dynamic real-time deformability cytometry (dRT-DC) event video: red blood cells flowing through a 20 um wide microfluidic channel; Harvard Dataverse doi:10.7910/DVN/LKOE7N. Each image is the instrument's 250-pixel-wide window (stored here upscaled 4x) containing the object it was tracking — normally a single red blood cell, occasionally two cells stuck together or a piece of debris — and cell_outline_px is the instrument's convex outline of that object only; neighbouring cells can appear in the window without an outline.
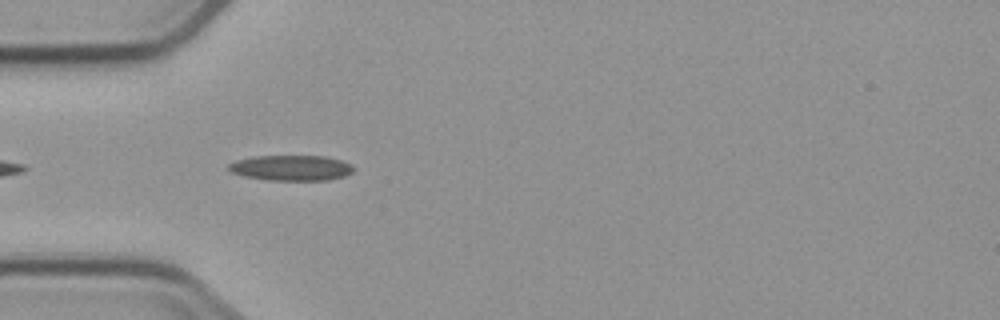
{"species": "common noctule bat (a hibernating species)", "species_latin": "Nyctalus noctula", "temperature_condition": "cold", "stored_images_in_passage": 3, "camera_frame_rate_fps": 3000, "um_per_image_px": 0.085, "animal": {"sex": "male", "body_mass_g": 23.1, "forearm_length_mm": 52.7}, "frame": {"image": 1, "passage_image": 2, "time_ms": 1.333, "image_size_px": [1000, 320], "cell_outline_px": [[356, 168], [352, 172], [344, 176], [328, 180], [268, 180], [244, 176], [228, 172], [228, 164], [236, 160], [256, 156], [324, 156], [340, 160], [352, 164]], "centroid_in_image_um": [24.75, 14.27], "position_along_channel_um": 60.3, "area_um2": 18.61}}
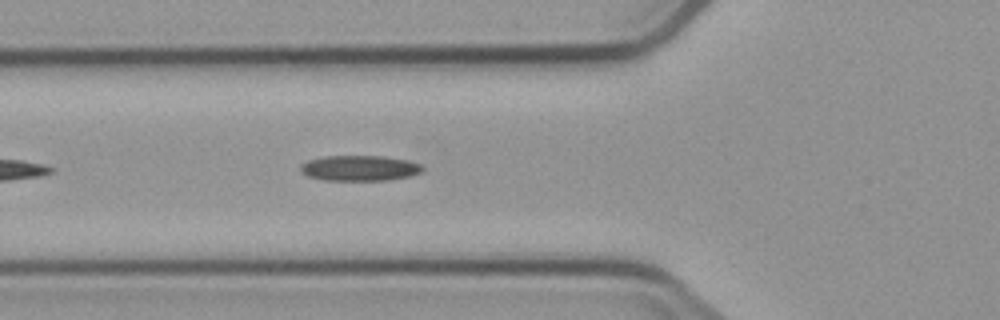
{"frame": {"image": 2, "passage_image": 3, "time_ms": 2.333, "image_size_px": [1000, 320], "cell_outline_px": [[424, 168], [420, 172], [412, 176], [388, 180], [324, 180], [308, 176], [300, 172], [300, 164], [308, 160], [324, 156], [380, 156], [408, 160], [420, 164]], "centroid_in_image_um": [30.55, 14.29], "position_along_channel_um": 95.3, "area_um2": 18.15}}